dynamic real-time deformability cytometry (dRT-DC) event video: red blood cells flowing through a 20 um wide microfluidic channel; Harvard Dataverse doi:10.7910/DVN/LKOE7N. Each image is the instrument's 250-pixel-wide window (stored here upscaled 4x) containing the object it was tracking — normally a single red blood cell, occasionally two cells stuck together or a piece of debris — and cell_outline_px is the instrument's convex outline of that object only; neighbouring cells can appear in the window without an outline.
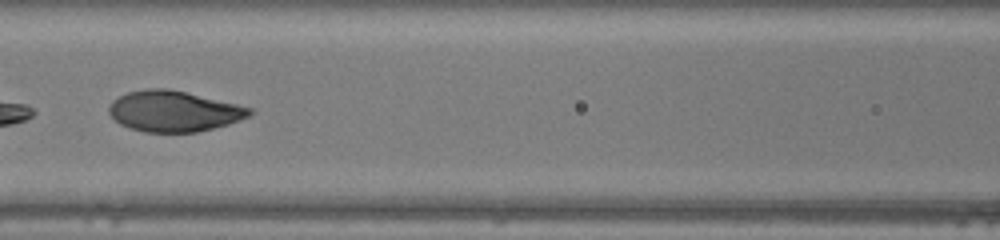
{"species": "human", "species_latin": "Homo sapiens", "temperature_condition": "warm", "stored_images_in_passage": 46, "segment_of_instrument_passage": [2, 2], "camera_frame_rate_fps": 3000, "um_per_image_px": 0.085, "donor": {"sex": "female"}, "frame": {"image": 1, "passage_image": 20, "time_ms": 6.333, "image_size_px": [1000, 240], "cell_outline_px": [[252, 112], [248, 116], [240, 120], [228, 124], [196, 132], [144, 132], [120, 124], [108, 112], [108, 108], [112, 100], [128, 92], [148, 88], [168, 88], [236, 104], [252, 108]], "centroid_in_image_um": [14.75, 9.45], "position_along_channel_um": 151.9, "area_um2": 33.06}}
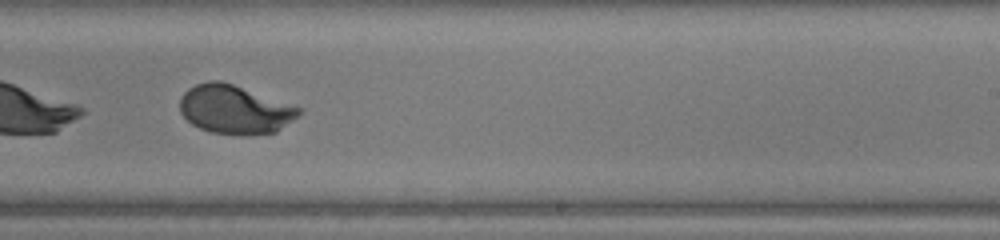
{"frame": {"image": 2, "passage_image": 28, "time_ms": 9.0, "image_size_px": [1000, 240], "cell_outline_px": [[304, 112], [276, 132], [248, 136], [240, 136], [212, 132], [200, 128], [192, 124], [180, 112], [180, 96], [188, 88], [196, 84], [208, 80], [220, 80], [232, 84], [300, 108]], "centroid_in_image_um": [19.93, 9.32], "position_along_channel_um": 269.1, "area_um2": 33.76}}
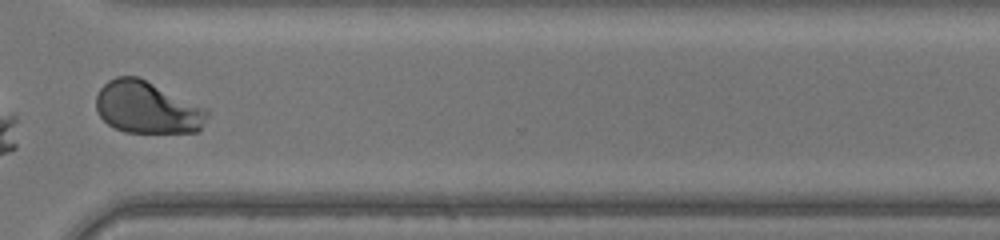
{"frame": {"image": 3, "passage_image": 34, "time_ms": 11.0, "image_size_px": [1000, 240], "cell_outline_px": [[208, 116], [200, 132], [124, 132], [108, 124], [100, 116], [96, 108], [96, 96], [100, 88], [108, 80], [116, 76], [140, 76], [208, 108]], "centroid_in_image_um": [12.54, 9.12], "position_along_channel_um": 358.1, "area_um2": 34.22}}